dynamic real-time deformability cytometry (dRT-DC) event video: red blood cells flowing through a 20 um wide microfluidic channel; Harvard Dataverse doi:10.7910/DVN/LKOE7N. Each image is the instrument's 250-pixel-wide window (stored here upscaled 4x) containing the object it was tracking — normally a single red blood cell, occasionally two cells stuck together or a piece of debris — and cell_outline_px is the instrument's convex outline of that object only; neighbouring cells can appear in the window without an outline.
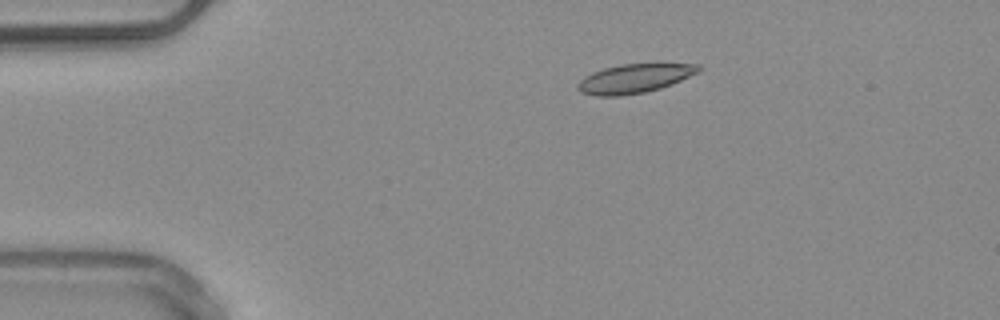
{"species": "common noctule bat (a hibernating species)", "species_latin": "Nyctalus noctula", "temperature_condition": "warm", "stored_images_in_passage": 6, "camera_frame_rate_fps": 3000, "um_per_image_px": 0.085, "animal": {"sex": "male", "body_mass_g": 20.4}, "frame": {"image": 1, "passage_image": 3, "time_ms": 2.333, "image_size_px": [1000, 320], "cell_outline_px": [[700, 72], [672, 84], [660, 88], [644, 92], [620, 96], [596, 96], [580, 92], [576, 88], [576, 84], [584, 76], [592, 72], [604, 68], [620, 64], [656, 60], [700, 64]], "centroid_in_image_um": [54.0, 6.6], "position_along_channel_um": 31.0, "area_um2": 21.62}}
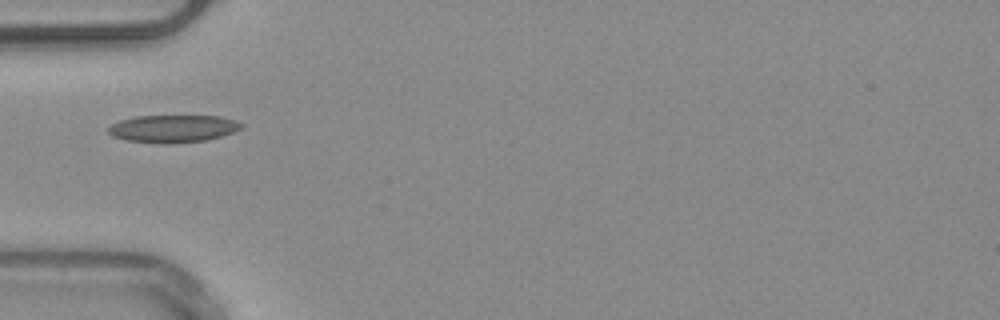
{"frame": {"image": 2, "passage_image": 5, "time_ms": 4.667, "image_size_px": [1000, 320], "cell_outline_px": [[244, 124], [240, 128], [232, 132], [220, 136], [204, 140], [172, 144], [160, 144], [128, 140], [112, 136], [108, 132], [108, 128], [112, 124], [120, 120], [136, 116], [220, 116], [236, 120]], "centroid_in_image_um": [14.69, 10.93], "position_along_channel_um": 70.3, "area_um2": 21.27}}
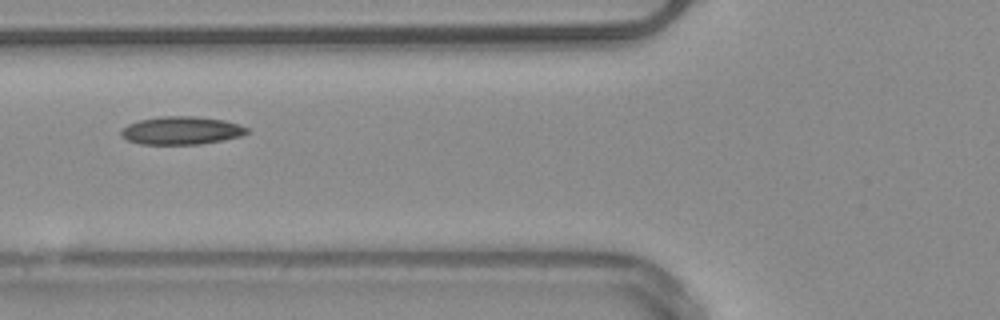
{"frame": {"image": 3, "passage_image": 6, "time_ms": 5.667, "image_size_px": [1000, 320], "cell_outline_px": [[248, 132], [240, 136], [224, 140], [200, 144], [140, 144], [128, 140], [120, 136], [120, 132], [128, 124], [140, 120], [160, 116], [192, 116], [224, 120], [240, 124], [248, 128]], "centroid_in_image_um": [15.42, 11.09], "position_along_channel_um": 110.4, "area_um2": 20.52}}